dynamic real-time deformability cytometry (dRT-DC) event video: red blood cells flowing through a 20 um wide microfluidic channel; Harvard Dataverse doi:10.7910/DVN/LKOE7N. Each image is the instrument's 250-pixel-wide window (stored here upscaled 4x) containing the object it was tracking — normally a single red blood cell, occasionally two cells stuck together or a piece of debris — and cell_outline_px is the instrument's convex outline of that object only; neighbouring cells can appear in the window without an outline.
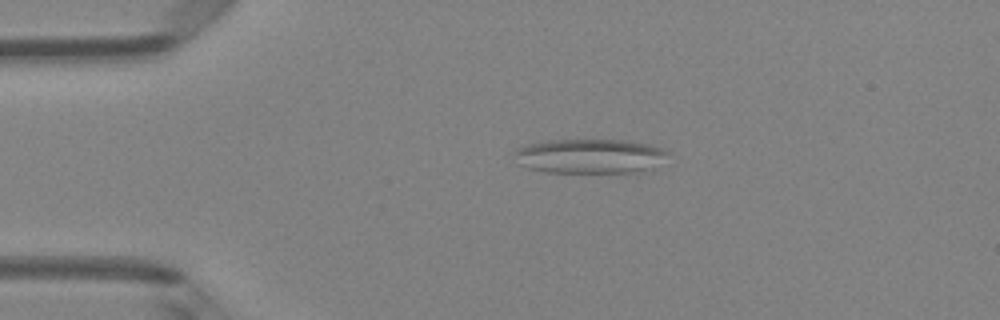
{"species": "Egyptian fruit bat (a non-hibernating species)", "species_latin": "Rousettus aegyptiacus", "temperature_condition": "room temperature", "stored_images_in_passage": 3, "camera_frame_rate_fps": 3000, "um_per_image_px": 0.085, "animal": {"sex": "female"}, "frame": {"image": 1, "passage_image": 2, "time_ms": 1.333, "image_size_px": [1000, 320], "cell_outline_px": [[668, 152], [652, 168], [640, 172], [548, 172], [528, 168], [520, 164], [512, 152], [516, 148], [528, 144], [548, 140], [624, 140], [652, 144], [664, 148]], "centroid_in_image_um": [50.11, 13.26], "position_along_channel_um": 34.9, "area_um2": 30.75}}